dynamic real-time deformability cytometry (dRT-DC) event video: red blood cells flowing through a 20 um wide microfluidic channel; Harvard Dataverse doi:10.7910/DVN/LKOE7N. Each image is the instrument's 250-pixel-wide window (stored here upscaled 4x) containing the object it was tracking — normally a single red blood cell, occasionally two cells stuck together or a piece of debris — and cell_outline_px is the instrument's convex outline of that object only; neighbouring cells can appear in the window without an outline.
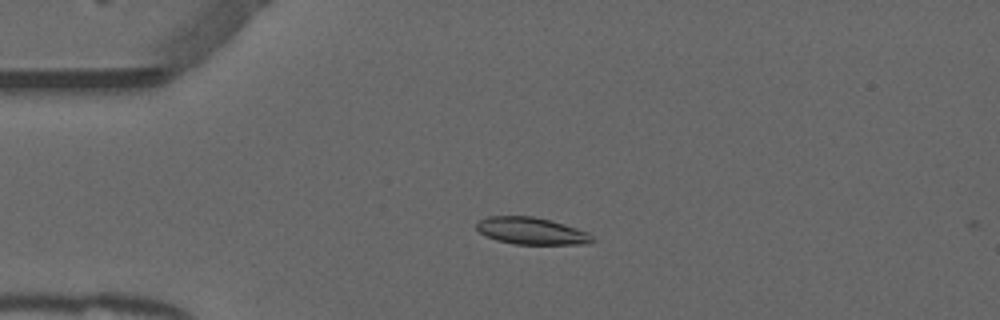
{"species": "common noctule bat (a hibernating species)", "species_latin": "Nyctalus noctula", "temperature_condition": "warm", "stored_images_in_passage": 13, "camera_frame_rate_fps": 3000, "um_per_image_px": 0.085, "animal": {"sex": "male", "forearm_length_mm": 52.5}, "frame": {"image": 1, "passage_image": 12, "time_ms": 3.667, "image_size_px": [1000, 320], "cell_outline_px": [[596, 240], [588, 244], [512, 244], [496, 240], [480, 232], [476, 228], [476, 224], [480, 220], [488, 216], [532, 216], [552, 220], [588, 232]], "centroid_in_image_um": [45.19, 19.63], "position_along_channel_um": 39.8, "area_um2": 18.26}}